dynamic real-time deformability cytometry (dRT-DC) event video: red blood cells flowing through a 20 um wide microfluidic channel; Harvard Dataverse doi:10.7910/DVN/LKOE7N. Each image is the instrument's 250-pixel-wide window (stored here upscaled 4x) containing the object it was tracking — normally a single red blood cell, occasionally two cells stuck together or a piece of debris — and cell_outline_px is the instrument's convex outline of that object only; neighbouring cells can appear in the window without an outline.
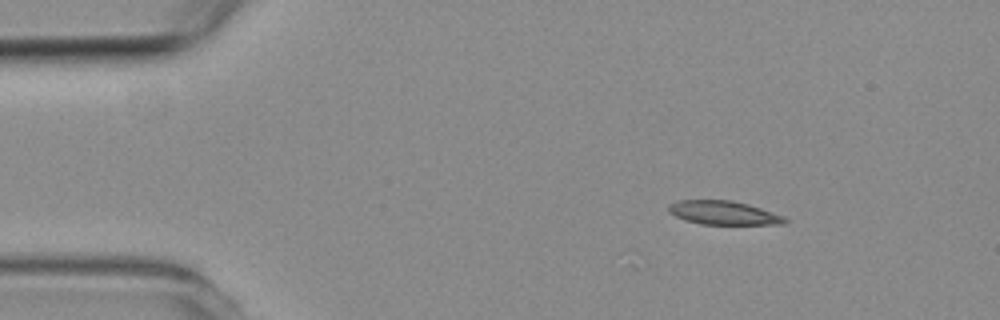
{"species": "common noctule bat (a hibernating species)", "species_latin": "Nyctalus noctula", "temperature_condition": "room temperature", "stored_images_in_passage": 8, "camera_frame_rate_fps": 3000, "um_per_image_px": 0.085, "animal": {"sex": "female", "body_mass_g": 19.3, "forearm_length_mm": 54.1}, "frame": {"image": 1, "passage_image": 1, "time_ms": 0.0, "image_size_px": [1000, 320], "cell_outline_px": [[788, 220], [784, 224], [700, 224], [684, 220], [668, 212], [668, 204], [676, 200], [732, 200], [748, 204], [784, 216]], "centroid_in_image_um": [61.46, 18.08], "position_along_channel_um": 23.5, "area_um2": 16.13}}
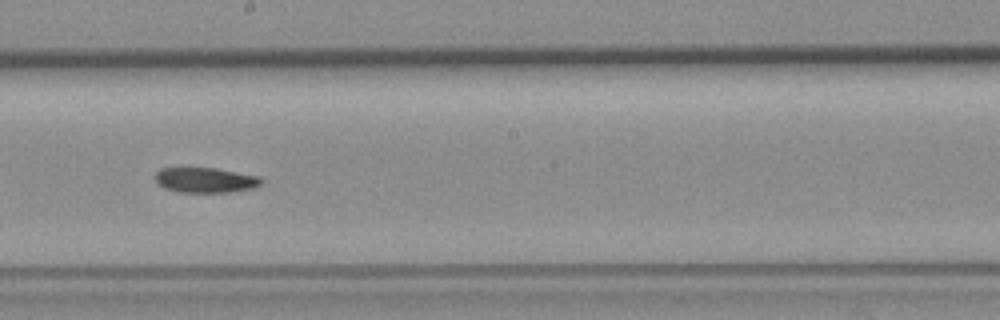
{"frame": {"image": 2, "passage_image": 7, "time_ms": 7.0, "image_size_px": [1000, 320], "cell_outline_px": [[264, 180], [260, 184], [252, 188], [232, 192], [180, 192], [164, 188], [156, 180], [156, 172], [160, 168], [216, 168], [260, 176]], "centroid_in_image_um": [17.49, 15.3], "position_along_channel_um": 230.7, "area_um2": 15.49}}
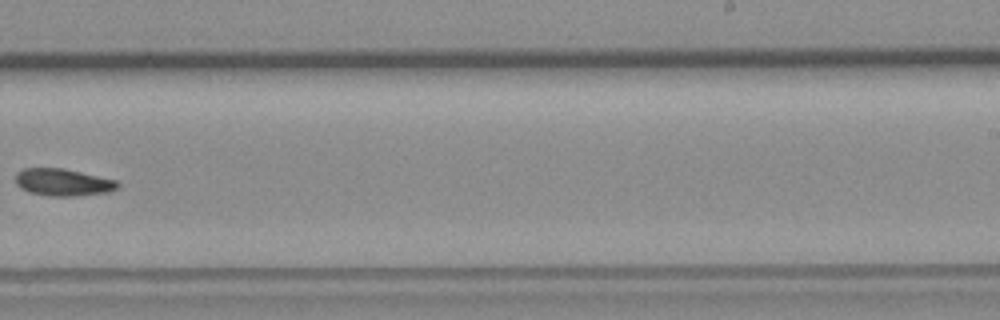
{"frame": {"image": 3, "passage_image": 8, "time_ms": 8.333, "image_size_px": [1000, 320], "cell_outline_px": [[120, 184], [116, 188], [108, 192], [76, 196], [48, 196], [32, 192], [20, 188], [16, 184], [16, 172], [24, 168], [64, 168], [116, 180]], "centroid_in_image_um": [5.34, 15.49], "position_along_channel_um": 283.7, "area_um2": 16.13}}